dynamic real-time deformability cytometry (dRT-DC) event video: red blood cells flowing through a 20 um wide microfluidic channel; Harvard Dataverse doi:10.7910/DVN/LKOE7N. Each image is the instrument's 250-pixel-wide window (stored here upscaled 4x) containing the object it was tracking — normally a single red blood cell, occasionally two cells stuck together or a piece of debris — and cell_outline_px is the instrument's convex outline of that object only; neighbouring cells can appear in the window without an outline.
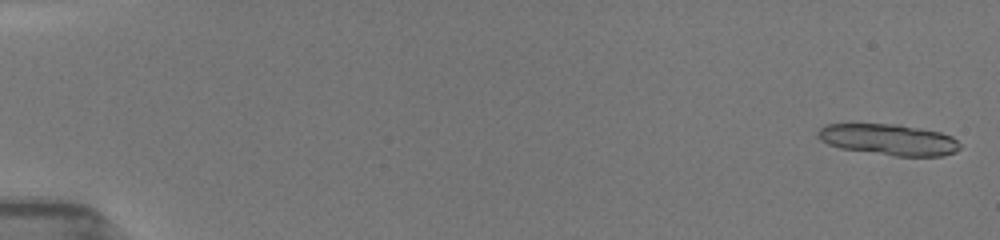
{"species": "common noctule bat (a hibernating species)", "species_latin": "Nyctalus noctula", "temperature_condition": "room temperature", "stored_images_in_passage": 8, "camera_frame_rate_fps": 3000, "um_per_image_px": 0.085, "animal": {"sex": "female", "body_mass_g": 19.5, "forearm_length_mm": 54.1}, "frame": {"image": 1, "passage_image": 1, "time_ms": 0.0, "image_size_px": [1000, 240], "cell_outline_px": [[960, 148], [956, 152], [940, 156], [896, 156], [840, 148], [828, 144], [820, 140], [816, 136], [816, 132], [824, 124], [900, 124], [940, 132], [952, 136], [960, 144]], "centroid_in_image_um": [75.53, 11.86], "position_along_channel_um": 9.5, "area_um2": 25.89}}
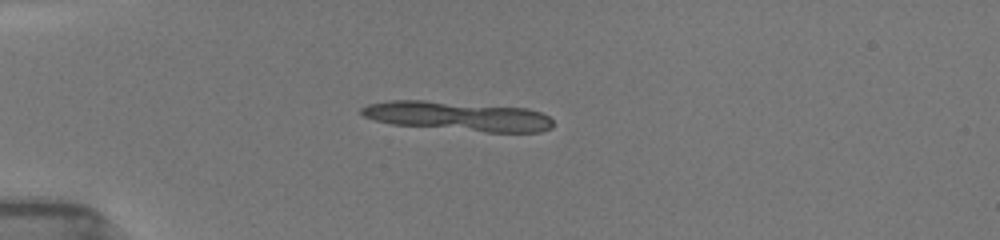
{"frame": {"image": 2, "passage_image": 6, "time_ms": 4.333, "image_size_px": [1000, 240], "cell_outline_px": [[552, 128], [540, 132], [484, 132], [392, 124], [376, 120], [364, 116], [360, 112], [360, 108], [368, 104], [388, 100], [424, 100], [528, 108], [540, 112], [548, 116], [552, 120]], "centroid_in_image_um": [38.93, 9.87], "position_along_channel_um": 46.1, "area_um2": 32.83}}